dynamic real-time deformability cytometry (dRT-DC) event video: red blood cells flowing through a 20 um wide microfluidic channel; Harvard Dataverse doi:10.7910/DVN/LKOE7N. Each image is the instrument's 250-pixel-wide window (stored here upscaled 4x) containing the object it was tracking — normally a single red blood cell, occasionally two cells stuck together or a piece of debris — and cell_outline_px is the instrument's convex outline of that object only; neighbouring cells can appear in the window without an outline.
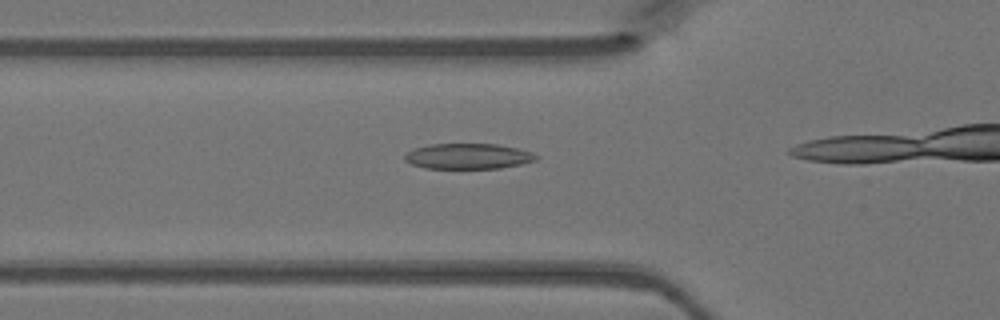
{"species": "Egyptian fruit bat (a non-hibernating species)", "species_latin": "Rousettus aegyptiacus", "temperature_condition": "warm", "stored_images_in_passage": 8, "camera_frame_rate_fps": 3000, "um_per_image_px": 0.085, "animal": {"sex": "female"}, "frame": {"image": 1, "passage_image": 4, "time_ms": 1.0, "image_size_px": [1000, 320], "cell_outline_px": [[540, 156], [536, 160], [520, 164], [500, 168], [424, 168], [412, 164], [404, 160], [404, 156], [408, 152], [416, 148], [432, 144], [496, 144], [516, 148], [532, 152]], "centroid_in_image_um": [39.81, 13.28], "position_along_channel_um": 86.0, "area_um2": 19.36}}
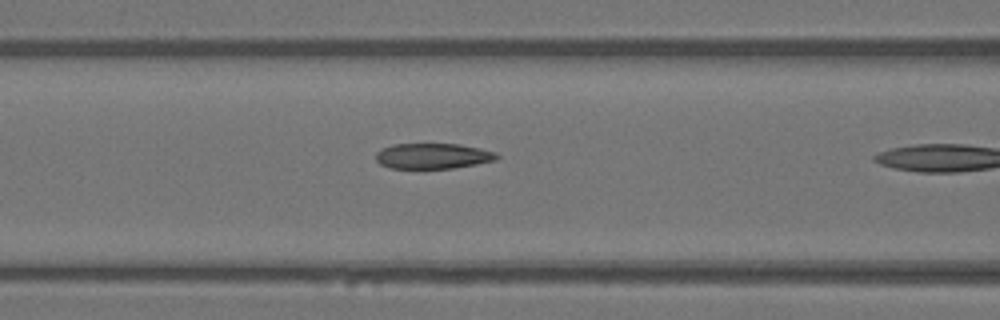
{"frame": {"image": 2, "passage_image": 7, "time_ms": 2.0, "image_size_px": [1000, 320], "cell_outline_px": [[500, 156], [496, 160], [476, 164], [452, 168], [424, 172], [388, 168], [380, 164], [376, 160], [376, 152], [392, 144], [460, 144], [480, 148], [496, 152]], "centroid_in_image_um": [36.76, 13.31], "position_along_channel_um": 129.8, "area_um2": 18.9}}